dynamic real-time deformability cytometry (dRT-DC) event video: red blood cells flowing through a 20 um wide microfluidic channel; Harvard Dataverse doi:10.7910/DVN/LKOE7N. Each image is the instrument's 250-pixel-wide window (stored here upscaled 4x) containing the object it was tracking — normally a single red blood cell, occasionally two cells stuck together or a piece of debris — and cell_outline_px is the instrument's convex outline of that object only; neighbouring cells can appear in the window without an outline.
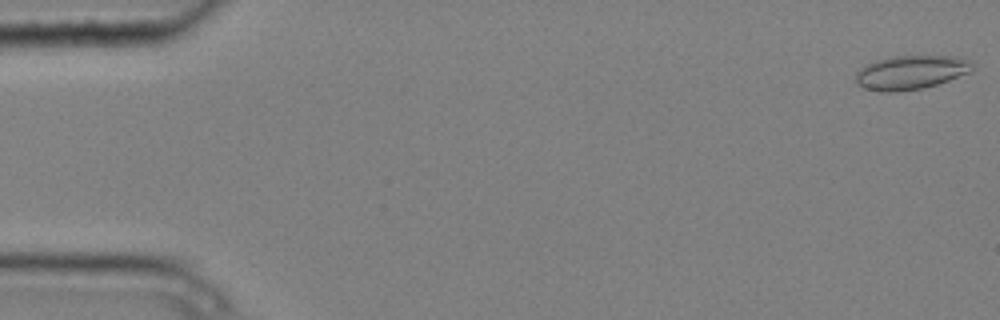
{"species": "common noctule bat (a hibernating species)", "species_latin": "Nyctalus noctula", "temperature_condition": "cold", "stored_images_in_passage": 5, "camera_frame_rate_fps": 3000, "um_per_image_px": 0.085, "animal": {"sex": "male", "body_mass_g": 20.4}, "frame": {"image": 1, "passage_image": 1, "time_ms": 0.0, "image_size_px": [1000, 320], "cell_outline_px": [[972, 72], [924, 88], [896, 92], [880, 92], [860, 88], [856, 84], [856, 72], [860, 68], [876, 60], [892, 56], [960, 56], [972, 60]], "centroid_in_image_um": [77.41, 6.16], "position_along_channel_um": 7.6, "area_um2": 23.41}}
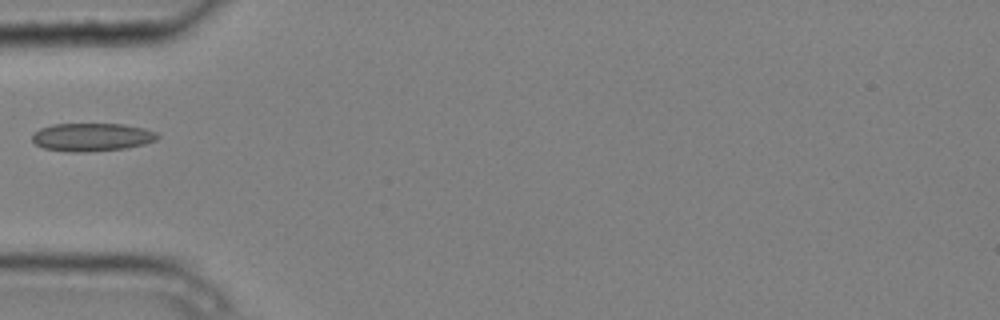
{"frame": {"image": 2, "passage_image": 5, "time_ms": 1.333, "image_size_px": [1000, 320], "cell_outline_px": [[160, 136], [156, 140], [144, 144], [124, 148], [88, 152], [64, 152], [44, 148], [36, 144], [32, 140], [32, 136], [40, 128], [52, 124], [124, 124], [144, 128], [156, 132]], "centroid_in_image_um": [7.81, 11.66], "position_along_channel_um": 77.2, "area_um2": 20.58}}